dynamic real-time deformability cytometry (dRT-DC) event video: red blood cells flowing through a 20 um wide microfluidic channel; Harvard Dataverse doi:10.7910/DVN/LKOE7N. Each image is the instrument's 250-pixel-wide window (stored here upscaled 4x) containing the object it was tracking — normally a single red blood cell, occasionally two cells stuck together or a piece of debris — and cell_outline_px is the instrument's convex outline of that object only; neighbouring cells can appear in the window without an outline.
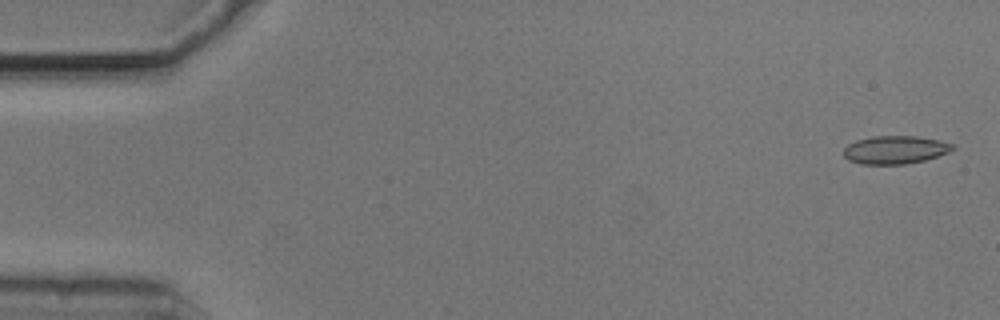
{"species": "common noctule bat (a hibernating species)", "species_latin": "Nyctalus noctula", "temperature_condition": "cold", "stored_images_in_passage": 48, "camera_frame_rate_fps": 3000, "um_per_image_px": 0.085, "animal": {"sex": "male", "body_mass_g": 20.5, "forearm_length_mm": 52.5}, "frame": {"image": 1, "passage_image": 2, "time_ms": 0.333, "image_size_px": [1000, 320], "cell_outline_px": [[956, 148], [948, 152], [924, 160], [904, 164], [860, 164], [848, 160], [844, 156], [844, 148], [848, 144], [856, 140], [876, 136], [916, 136], [940, 140], [956, 144]], "centroid_in_image_um": [76.1, 12.73], "position_along_channel_um": 8.9, "area_um2": 17.86}}
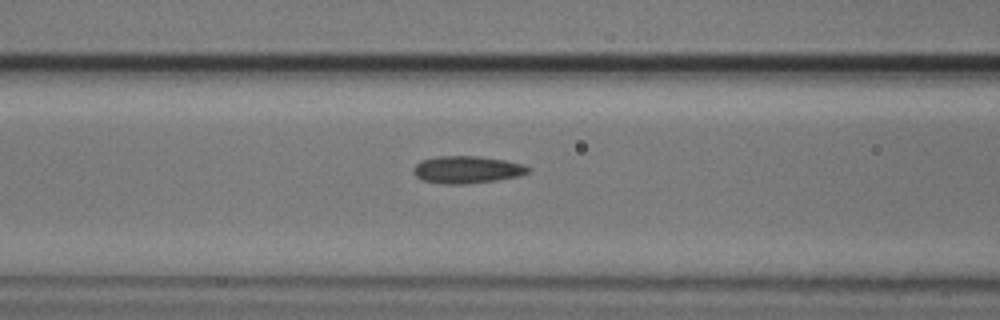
{"frame": {"image": 2, "passage_image": 22, "time_ms": 7.0, "image_size_px": [1000, 320], "cell_outline_px": [[532, 168], [528, 172], [520, 176], [496, 180], [464, 184], [440, 184], [424, 180], [416, 176], [412, 172], [412, 168], [420, 160], [436, 156], [480, 156], [504, 160], [524, 164]], "centroid_in_image_um": [39.68, 14.41], "position_along_channel_um": 126.9, "area_um2": 18.44}}
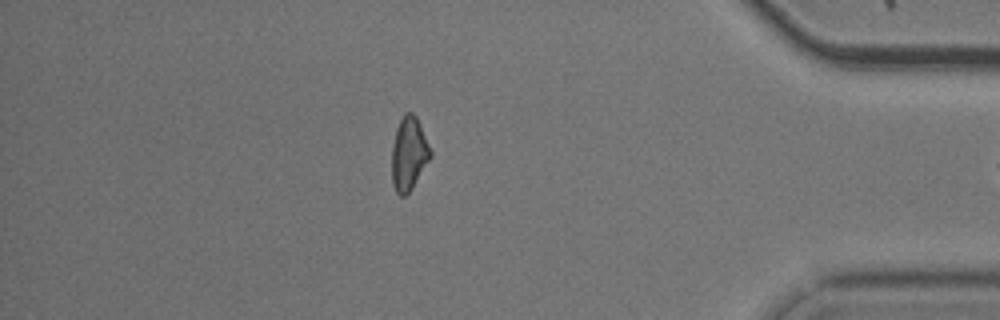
{"frame": {"image": 3, "passage_image": 47, "time_ms": 15.333, "image_size_px": [1000, 320], "cell_outline_px": [[432, 156], [412, 188], [404, 196], [400, 196], [396, 192], [392, 184], [392, 144], [396, 128], [404, 112], [412, 112], [416, 116], [420, 124], [432, 152]], "centroid_in_image_um": [34.75, 13.05], "position_along_channel_um": 400.5, "area_um2": 16.59}}